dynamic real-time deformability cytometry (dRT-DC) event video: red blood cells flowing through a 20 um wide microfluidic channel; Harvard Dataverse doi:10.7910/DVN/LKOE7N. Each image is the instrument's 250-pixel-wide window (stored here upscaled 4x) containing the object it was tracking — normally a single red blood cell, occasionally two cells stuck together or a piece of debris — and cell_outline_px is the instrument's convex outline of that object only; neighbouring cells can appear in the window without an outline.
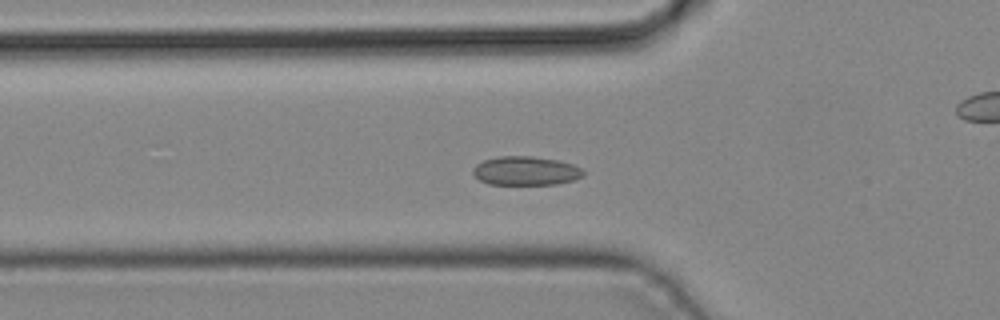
{"species": "common noctule bat (a hibernating species)", "species_latin": "Nyctalus noctula", "temperature_condition": "cold", "stored_images_in_passage": 41, "camera_frame_rate_fps": 3000, "um_per_image_px": 0.085, "animal": {"sex": "male", "body_mass_g": 19.2, "forearm_length_mm": 51.8}, "frame": {"image": 1, "passage_image": 11, "time_ms": 3.333, "image_size_px": [1000, 320], "cell_outline_px": [[584, 176], [572, 180], [556, 184], [488, 184], [480, 180], [472, 172], [472, 168], [476, 164], [484, 160], [500, 156], [532, 156], [556, 160], [572, 164], [580, 168], [584, 172]], "centroid_in_image_um": [44.67, 14.52], "position_along_channel_um": 81.1, "area_um2": 18.44}}
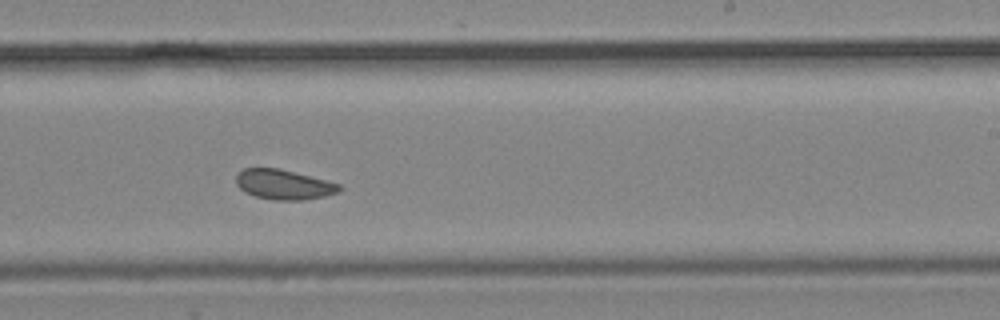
{"frame": {"image": 2, "passage_image": 23, "time_ms": 7.333, "image_size_px": [1000, 320], "cell_outline_px": [[340, 192], [324, 196], [304, 200], [272, 200], [256, 196], [244, 192], [236, 184], [236, 172], [244, 168], [280, 168], [340, 184]], "centroid_in_image_um": [24.08, 15.68], "position_along_channel_um": 264.9, "area_um2": 18.03}}
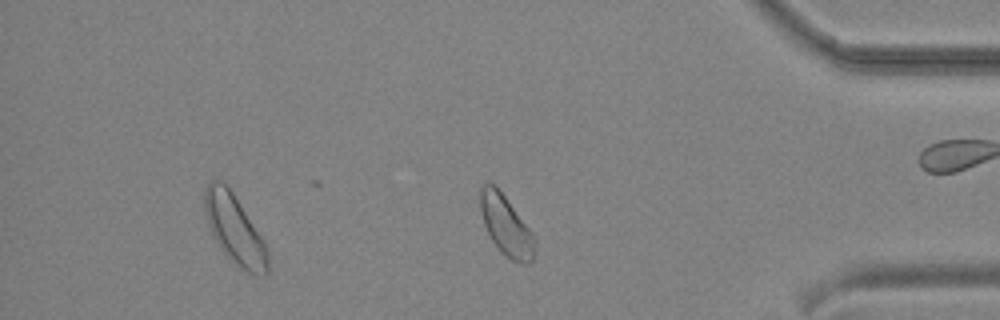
{"frame": {"image": 3, "passage_image": 33, "time_ms": 10.667, "image_size_px": [1000, 320], "cell_outline_px": [[536, 240], [532, 260], [528, 264], [520, 264], [512, 260], [492, 240], [484, 224], [480, 212], [480, 188], [484, 184], [496, 184], [536, 236]], "centroid_in_image_um": [43.04, 19.14], "position_along_channel_um": 392.2, "area_um2": 19.02}}